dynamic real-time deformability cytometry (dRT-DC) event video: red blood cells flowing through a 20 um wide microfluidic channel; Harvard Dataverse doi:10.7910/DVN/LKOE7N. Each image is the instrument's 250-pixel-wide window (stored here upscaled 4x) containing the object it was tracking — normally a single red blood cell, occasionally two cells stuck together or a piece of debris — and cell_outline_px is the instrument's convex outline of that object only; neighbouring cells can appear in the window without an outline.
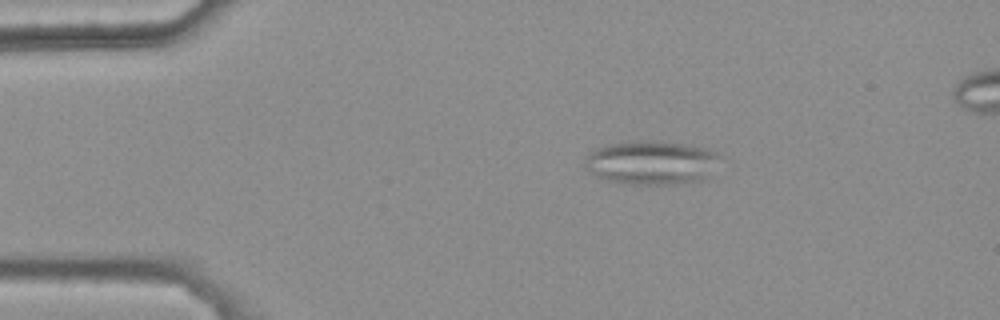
{"species": "common noctule bat (a hibernating species)", "species_latin": "Nyctalus noctula", "temperature_condition": "warm", "stored_images_in_passage": 40, "segment_of_instrument_passage": [1, 2], "camera_frame_rate_fps": 3000, "um_per_image_px": 0.085, "animal": {"sex": "female", "body_mass_g": 25.1}, "frame": {"image": 1, "passage_image": 3, "time_ms": 0.667, "image_size_px": [1000, 320], "cell_outline_px": [[720, 156], [704, 176], [700, 180], [672, 184], [632, 184], [608, 180], [596, 176], [588, 172], [584, 168], [584, 160], [596, 148], [608, 144], [636, 140], [656, 140], [688, 144], [704, 148], [716, 152]], "centroid_in_image_um": [55.28, 13.79], "position_along_channel_um": 29.7, "area_um2": 34.16}}